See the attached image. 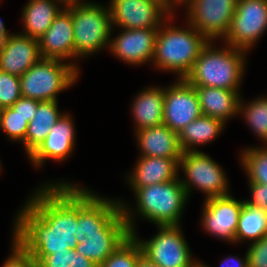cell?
<instances>
[{"label":"cell","instance_id":"obj_41","mask_svg":"<svg viewBox=\"0 0 267 267\" xmlns=\"http://www.w3.org/2000/svg\"><path fill=\"white\" fill-rule=\"evenodd\" d=\"M136 267H159L157 264L150 261L143 254L139 257L138 263Z\"/></svg>","mask_w":267,"mask_h":267},{"label":"cell","instance_id":"obj_46","mask_svg":"<svg viewBox=\"0 0 267 267\" xmlns=\"http://www.w3.org/2000/svg\"><path fill=\"white\" fill-rule=\"evenodd\" d=\"M0 159H1V158H0ZM1 167H2V164H1V161H0V172H1V170H2V168H1Z\"/></svg>","mask_w":267,"mask_h":267},{"label":"cell","instance_id":"obj_43","mask_svg":"<svg viewBox=\"0 0 267 267\" xmlns=\"http://www.w3.org/2000/svg\"><path fill=\"white\" fill-rule=\"evenodd\" d=\"M65 6H69L72 4H89V3H93L91 1H84V0H60Z\"/></svg>","mask_w":267,"mask_h":267},{"label":"cell","instance_id":"obj_17","mask_svg":"<svg viewBox=\"0 0 267 267\" xmlns=\"http://www.w3.org/2000/svg\"><path fill=\"white\" fill-rule=\"evenodd\" d=\"M74 123L72 115L64 112L42 144L28 157L34 167L41 168L46 160L64 162L68 159L76 144Z\"/></svg>","mask_w":267,"mask_h":267},{"label":"cell","instance_id":"obj_18","mask_svg":"<svg viewBox=\"0 0 267 267\" xmlns=\"http://www.w3.org/2000/svg\"><path fill=\"white\" fill-rule=\"evenodd\" d=\"M85 235L87 238L78 243L75 250L96 265H100L131 234L122 212L104 231Z\"/></svg>","mask_w":267,"mask_h":267},{"label":"cell","instance_id":"obj_26","mask_svg":"<svg viewBox=\"0 0 267 267\" xmlns=\"http://www.w3.org/2000/svg\"><path fill=\"white\" fill-rule=\"evenodd\" d=\"M225 125L222 120L205 115L196 118L178 133L182 151H200L197 148L214 141L218 135L220 136Z\"/></svg>","mask_w":267,"mask_h":267},{"label":"cell","instance_id":"obj_14","mask_svg":"<svg viewBox=\"0 0 267 267\" xmlns=\"http://www.w3.org/2000/svg\"><path fill=\"white\" fill-rule=\"evenodd\" d=\"M245 200L231 194L204 200L200 218L202 229L209 235L235 244V234Z\"/></svg>","mask_w":267,"mask_h":267},{"label":"cell","instance_id":"obj_25","mask_svg":"<svg viewBox=\"0 0 267 267\" xmlns=\"http://www.w3.org/2000/svg\"><path fill=\"white\" fill-rule=\"evenodd\" d=\"M63 113L59 110L58 101H39L36 114L29 122L25 140L22 142L27 157L42 144Z\"/></svg>","mask_w":267,"mask_h":267},{"label":"cell","instance_id":"obj_11","mask_svg":"<svg viewBox=\"0 0 267 267\" xmlns=\"http://www.w3.org/2000/svg\"><path fill=\"white\" fill-rule=\"evenodd\" d=\"M237 0H192L185 18L208 41L222 40L235 13Z\"/></svg>","mask_w":267,"mask_h":267},{"label":"cell","instance_id":"obj_35","mask_svg":"<svg viewBox=\"0 0 267 267\" xmlns=\"http://www.w3.org/2000/svg\"><path fill=\"white\" fill-rule=\"evenodd\" d=\"M250 189V199H244L251 206L262 208L267 213V185L258 183H248Z\"/></svg>","mask_w":267,"mask_h":267},{"label":"cell","instance_id":"obj_27","mask_svg":"<svg viewBox=\"0 0 267 267\" xmlns=\"http://www.w3.org/2000/svg\"><path fill=\"white\" fill-rule=\"evenodd\" d=\"M266 235L267 213L262 208L251 206L244 201L236 229L235 244L256 242Z\"/></svg>","mask_w":267,"mask_h":267},{"label":"cell","instance_id":"obj_30","mask_svg":"<svg viewBox=\"0 0 267 267\" xmlns=\"http://www.w3.org/2000/svg\"><path fill=\"white\" fill-rule=\"evenodd\" d=\"M142 254L140 243L131 234L98 267H136Z\"/></svg>","mask_w":267,"mask_h":267},{"label":"cell","instance_id":"obj_15","mask_svg":"<svg viewBox=\"0 0 267 267\" xmlns=\"http://www.w3.org/2000/svg\"><path fill=\"white\" fill-rule=\"evenodd\" d=\"M113 37L111 32L109 52L125 64L143 65L152 63L156 35L159 29H120Z\"/></svg>","mask_w":267,"mask_h":267},{"label":"cell","instance_id":"obj_32","mask_svg":"<svg viewBox=\"0 0 267 267\" xmlns=\"http://www.w3.org/2000/svg\"><path fill=\"white\" fill-rule=\"evenodd\" d=\"M21 97L20 77L0 71V108L11 107Z\"/></svg>","mask_w":267,"mask_h":267},{"label":"cell","instance_id":"obj_16","mask_svg":"<svg viewBox=\"0 0 267 267\" xmlns=\"http://www.w3.org/2000/svg\"><path fill=\"white\" fill-rule=\"evenodd\" d=\"M38 41L42 58L58 59L65 62L70 59L69 63L80 72L78 64L74 61V32L71 5L63 8L49 29Z\"/></svg>","mask_w":267,"mask_h":267},{"label":"cell","instance_id":"obj_29","mask_svg":"<svg viewBox=\"0 0 267 267\" xmlns=\"http://www.w3.org/2000/svg\"><path fill=\"white\" fill-rule=\"evenodd\" d=\"M241 151L239 163L247 175L248 183L267 185V145L249 146Z\"/></svg>","mask_w":267,"mask_h":267},{"label":"cell","instance_id":"obj_31","mask_svg":"<svg viewBox=\"0 0 267 267\" xmlns=\"http://www.w3.org/2000/svg\"><path fill=\"white\" fill-rule=\"evenodd\" d=\"M28 122L11 107L2 108L0 111V130L4 131L8 140L23 142L28 128Z\"/></svg>","mask_w":267,"mask_h":267},{"label":"cell","instance_id":"obj_2","mask_svg":"<svg viewBox=\"0 0 267 267\" xmlns=\"http://www.w3.org/2000/svg\"><path fill=\"white\" fill-rule=\"evenodd\" d=\"M131 190L135 195L136 209L119 199L130 234L136 232L137 216L155 224V226L181 225L180 219L183 217L182 213L188 196L180 181V174L177 179L169 182L156 183Z\"/></svg>","mask_w":267,"mask_h":267},{"label":"cell","instance_id":"obj_10","mask_svg":"<svg viewBox=\"0 0 267 267\" xmlns=\"http://www.w3.org/2000/svg\"><path fill=\"white\" fill-rule=\"evenodd\" d=\"M121 213L118 199L102 197L88 187L77 184L78 243L87 238L85 234L104 231Z\"/></svg>","mask_w":267,"mask_h":267},{"label":"cell","instance_id":"obj_38","mask_svg":"<svg viewBox=\"0 0 267 267\" xmlns=\"http://www.w3.org/2000/svg\"><path fill=\"white\" fill-rule=\"evenodd\" d=\"M70 267H98V265L76 252L75 249H70Z\"/></svg>","mask_w":267,"mask_h":267},{"label":"cell","instance_id":"obj_21","mask_svg":"<svg viewBox=\"0 0 267 267\" xmlns=\"http://www.w3.org/2000/svg\"><path fill=\"white\" fill-rule=\"evenodd\" d=\"M135 137L140 149L139 156L181 158L183 154L178 133L165 124L138 130Z\"/></svg>","mask_w":267,"mask_h":267},{"label":"cell","instance_id":"obj_19","mask_svg":"<svg viewBox=\"0 0 267 267\" xmlns=\"http://www.w3.org/2000/svg\"><path fill=\"white\" fill-rule=\"evenodd\" d=\"M41 58L37 39L11 33L0 50V71L20 77Z\"/></svg>","mask_w":267,"mask_h":267},{"label":"cell","instance_id":"obj_4","mask_svg":"<svg viewBox=\"0 0 267 267\" xmlns=\"http://www.w3.org/2000/svg\"><path fill=\"white\" fill-rule=\"evenodd\" d=\"M209 41L201 50L185 80L193 87H218L240 93L247 51Z\"/></svg>","mask_w":267,"mask_h":267},{"label":"cell","instance_id":"obj_39","mask_svg":"<svg viewBox=\"0 0 267 267\" xmlns=\"http://www.w3.org/2000/svg\"><path fill=\"white\" fill-rule=\"evenodd\" d=\"M206 267L207 264L203 263ZM221 266L220 267H248V256H247V252L244 255L243 258H239L238 255L237 256H228L225 257L222 261H221Z\"/></svg>","mask_w":267,"mask_h":267},{"label":"cell","instance_id":"obj_28","mask_svg":"<svg viewBox=\"0 0 267 267\" xmlns=\"http://www.w3.org/2000/svg\"><path fill=\"white\" fill-rule=\"evenodd\" d=\"M238 115L244 118L263 145H267V96L257 97L249 102L240 97Z\"/></svg>","mask_w":267,"mask_h":267},{"label":"cell","instance_id":"obj_5","mask_svg":"<svg viewBox=\"0 0 267 267\" xmlns=\"http://www.w3.org/2000/svg\"><path fill=\"white\" fill-rule=\"evenodd\" d=\"M71 6L75 61L109 48L114 30L108 4L104 6L93 2Z\"/></svg>","mask_w":267,"mask_h":267},{"label":"cell","instance_id":"obj_24","mask_svg":"<svg viewBox=\"0 0 267 267\" xmlns=\"http://www.w3.org/2000/svg\"><path fill=\"white\" fill-rule=\"evenodd\" d=\"M65 7L60 0H29L22 9L20 33L38 40Z\"/></svg>","mask_w":267,"mask_h":267},{"label":"cell","instance_id":"obj_45","mask_svg":"<svg viewBox=\"0 0 267 267\" xmlns=\"http://www.w3.org/2000/svg\"><path fill=\"white\" fill-rule=\"evenodd\" d=\"M196 267H206L203 262H200Z\"/></svg>","mask_w":267,"mask_h":267},{"label":"cell","instance_id":"obj_9","mask_svg":"<svg viewBox=\"0 0 267 267\" xmlns=\"http://www.w3.org/2000/svg\"><path fill=\"white\" fill-rule=\"evenodd\" d=\"M267 30V0H237L236 10L222 41L249 52Z\"/></svg>","mask_w":267,"mask_h":267},{"label":"cell","instance_id":"obj_20","mask_svg":"<svg viewBox=\"0 0 267 267\" xmlns=\"http://www.w3.org/2000/svg\"><path fill=\"white\" fill-rule=\"evenodd\" d=\"M136 161L126 179L131 189L169 182L179 177L180 158L139 156Z\"/></svg>","mask_w":267,"mask_h":267},{"label":"cell","instance_id":"obj_42","mask_svg":"<svg viewBox=\"0 0 267 267\" xmlns=\"http://www.w3.org/2000/svg\"><path fill=\"white\" fill-rule=\"evenodd\" d=\"M11 33L7 31L4 22L0 19V50L3 48L5 38Z\"/></svg>","mask_w":267,"mask_h":267},{"label":"cell","instance_id":"obj_1","mask_svg":"<svg viewBox=\"0 0 267 267\" xmlns=\"http://www.w3.org/2000/svg\"><path fill=\"white\" fill-rule=\"evenodd\" d=\"M16 213L12 239L38 264L55 252L78 244L77 184L58 181L40 184Z\"/></svg>","mask_w":267,"mask_h":267},{"label":"cell","instance_id":"obj_22","mask_svg":"<svg viewBox=\"0 0 267 267\" xmlns=\"http://www.w3.org/2000/svg\"><path fill=\"white\" fill-rule=\"evenodd\" d=\"M142 90L130 104L135 132L163 124L164 87L150 86Z\"/></svg>","mask_w":267,"mask_h":267},{"label":"cell","instance_id":"obj_36","mask_svg":"<svg viewBox=\"0 0 267 267\" xmlns=\"http://www.w3.org/2000/svg\"><path fill=\"white\" fill-rule=\"evenodd\" d=\"M39 101L27 97H21L11 108L25 118L26 122H30L36 114Z\"/></svg>","mask_w":267,"mask_h":267},{"label":"cell","instance_id":"obj_23","mask_svg":"<svg viewBox=\"0 0 267 267\" xmlns=\"http://www.w3.org/2000/svg\"><path fill=\"white\" fill-rule=\"evenodd\" d=\"M203 115L222 120L225 124L238 115L242 93L218 87H196Z\"/></svg>","mask_w":267,"mask_h":267},{"label":"cell","instance_id":"obj_37","mask_svg":"<svg viewBox=\"0 0 267 267\" xmlns=\"http://www.w3.org/2000/svg\"><path fill=\"white\" fill-rule=\"evenodd\" d=\"M37 267H70V250L68 252H55L44 257Z\"/></svg>","mask_w":267,"mask_h":267},{"label":"cell","instance_id":"obj_6","mask_svg":"<svg viewBox=\"0 0 267 267\" xmlns=\"http://www.w3.org/2000/svg\"><path fill=\"white\" fill-rule=\"evenodd\" d=\"M80 72L69 62L41 58L20 76L23 97L58 101L57 95L79 79Z\"/></svg>","mask_w":267,"mask_h":267},{"label":"cell","instance_id":"obj_3","mask_svg":"<svg viewBox=\"0 0 267 267\" xmlns=\"http://www.w3.org/2000/svg\"><path fill=\"white\" fill-rule=\"evenodd\" d=\"M175 16L171 14L158 30L152 63L160 72H172L181 79L191 71L209 41L188 22L187 27L175 26Z\"/></svg>","mask_w":267,"mask_h":267},{"label":"cell","instance_id":"obj_34","mask_svg":"<svg viewBox=\"0 0 267 267\" xmlns=\"http://www.w3.org/2000/svg\"><path fill=\"white\" fill-rule=\"evenodd\" d=\"M246 251L248 267H267V235L256 242L249 243Z\"/></svg>","mask_w":267,"mask_h":267},{"label":"cell","instance_id":"obj_13","mask_svg":"<svg viewBox=\"0 0 267 267\" xmlns=\"http://www.w3.org/2000/svg\"><path fill=\"white\" fill-rule=\"evenodd\" d=\"M201 115L196 89L184 78H178L164 88L163 124L171 130L179 133Z\"/></svg>","mask_w":267,"mask_h":267},{"label":"cell","instance_id":"obj_44","mask_svg":"<svg viewBox=\"0 0 267 267\" xmlns=\"http://www.w3.org/2000/svg\"><path fill=\"white\" fill-rule=\"evenodd\" d=\"M162 4L168 10V0H155Z\"/></svg>","mask_w":267,"mask_h":267},{"label":"cell","instance_id":"obj_12","mask_svg":"<svg viewBox=\"0 0 267 267\" xmlns=\"http://www.w3.org/2000/svg\"><path fill=\"white\" fill-rule=\"evenodd\" d=\"M112 27L159 29L171 13L155 0H110Z\"/></svg>","mask_w":267,"mask_h":267},{"label":"cell","instance_id":"obj_7","mask_svg":"<svg viewBox=\"0 0 267 267\" xmlns=\"http://www.w3.org/2000/svg\"><path fill=\"white\" fill-rule=\"evenodd\" d=\"M181 170L185 177H180V181L188 198L194 188L205 194L204 200L230 195L226 172L206 153L183 152L179 161Z\"/></svg>","mask_w":267,"mask_h":267},{"label":"cell","instance_id":"obj_8","mask_svg":"<svg viewBox=\"0 0 267 267\" xmlns=\"http://www.w3.org/2000/svg\"><path fill=\"white\" fill-rule=\"evenodd\" d=\"M158 233L148 240L132 235L142 248L143 255L159 267H196L201 260L193 258L181 225L156 226Z\"/></svg>","mask_w":267,"mask_h":267},{"label":"cell","instance_id":"obj_40","mask_svg":"<svg viewBox=\"0 0 267 267\" xmlns=\"http://www.w3.org/2000/svg\"><path fill=\"white\" fill-rule=\"evenodd\" d=\"M191 1L192 0H168V11L171 14H175V9L178 8V6L187 5Z\"/></svg>","mask_w":267,"mask_h":267},{"label":"cell","instance_id":"obj_33","mask_svg":"<svg viewBox=\"0 0 267 267\" xmlns=\"http://www.w3.org/2000/svg\"><path fill=\"white\" fill-rule=\"evenodd\" d=\"M11 244V254L2 264V267H37L33 257L28 254L14 239Z\"/></svg>","mask_w":267,"mask_h":267}]
</instances>
